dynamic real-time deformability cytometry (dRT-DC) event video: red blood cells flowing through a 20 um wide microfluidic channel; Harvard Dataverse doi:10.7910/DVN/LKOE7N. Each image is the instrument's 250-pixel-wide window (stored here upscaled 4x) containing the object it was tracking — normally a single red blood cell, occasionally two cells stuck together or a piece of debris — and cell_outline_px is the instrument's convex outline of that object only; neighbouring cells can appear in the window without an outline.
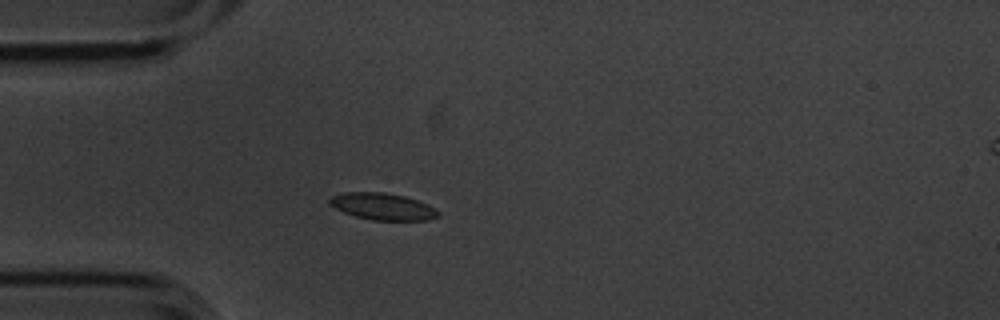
{"species": "common noctule bat (a hibernating species)", "species_latin": "Nyctalus noctula", "temperature_condition": "cold", "stored_images_in_passage": 4, "camera_frame_rate_fps": 3000, "um_per_image_px": 0.085, "animal": {"sex": "male", "body_mass_g": 20.1, "forearm_length_mm": 53.5}, "frame": {"image": 1, "passage_image": 3, "time_ms": 0.667, "image_size_px": [1000, 320], "cell_outline_px": [[440, 216], [428, 220], [372, 220], [356, 216], [344, 212], [328, 204], [328, 200], [332, 196], [344, 192], [384, 192], [404, 196], [428, 204], [436, 208], [440, 212]], "centroid_in_image_um": [32.55, 17.55], "position_along_channel_um": 52.5, "area_um2": 16.99}}